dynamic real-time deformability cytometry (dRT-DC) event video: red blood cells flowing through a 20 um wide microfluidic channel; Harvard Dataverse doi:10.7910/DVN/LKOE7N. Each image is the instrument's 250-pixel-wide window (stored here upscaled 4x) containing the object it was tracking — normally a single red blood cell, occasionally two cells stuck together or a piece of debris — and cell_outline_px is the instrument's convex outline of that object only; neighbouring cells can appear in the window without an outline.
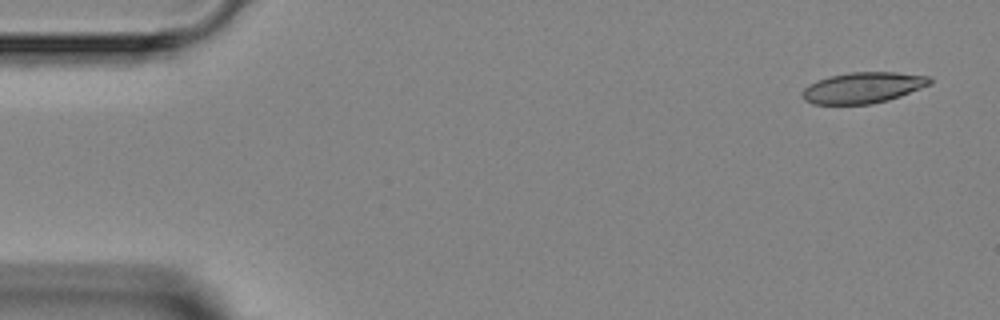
{"species": "Egyptian fruit bat (a non-hibernating species)", "species_latin": "Rousettus aegyptiacus", "temperature_condition": "room temperature", "stored_images_in_passage": 4, "camera_frame_rate_fps": 3000, "um_per_image_px": 0.085, "animal": {"sex": "female"}, "frame": {"image": 1, "passage_image": 1, "time_ms": 0.0, "image_size_px": [1000, 320], "cell_outline_px": [[932, 84], [900, 96], [888, 100], [872, 104], [812, 104], [804, 100], [800, 92], [808, 84], [816, 80], [828, 76], [852, 72], [896, 72], [928, 76], [932, 80]], "centroid_in_image_um": [73.32, 7.45], "position_along_channel_um": 11.7, "area_um2": 23.18}}
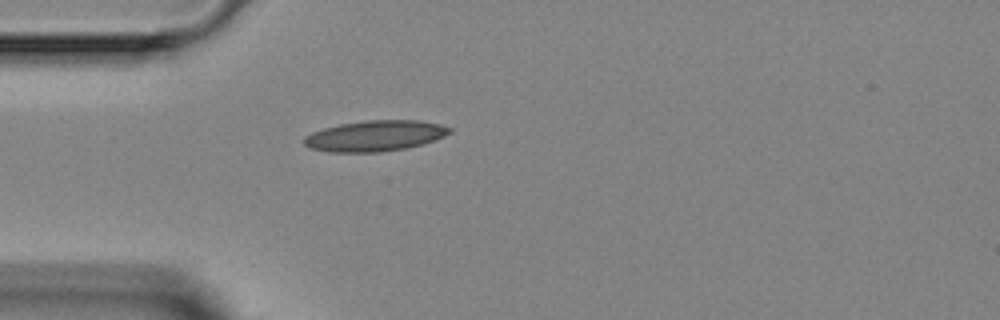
{"frame": {"image": 2, "passage_image": 4, "time_ms": 3.667, "image_size_px": [1000, 320], "cell_outline_px": [[452, 132], [444, 136], [420, 144], [404, 148], [380, 152], [328, 152], [308, 148], [304, 144], [304, 136], [312, 132], [324, 128], [340, 124], [368, 120], [420, 120], [440, 124], [452, 128]], "centroid_in_image_um": [31.85, 11.54], "position_along_channel_um": 53.2, "area_um2": 26.01}}